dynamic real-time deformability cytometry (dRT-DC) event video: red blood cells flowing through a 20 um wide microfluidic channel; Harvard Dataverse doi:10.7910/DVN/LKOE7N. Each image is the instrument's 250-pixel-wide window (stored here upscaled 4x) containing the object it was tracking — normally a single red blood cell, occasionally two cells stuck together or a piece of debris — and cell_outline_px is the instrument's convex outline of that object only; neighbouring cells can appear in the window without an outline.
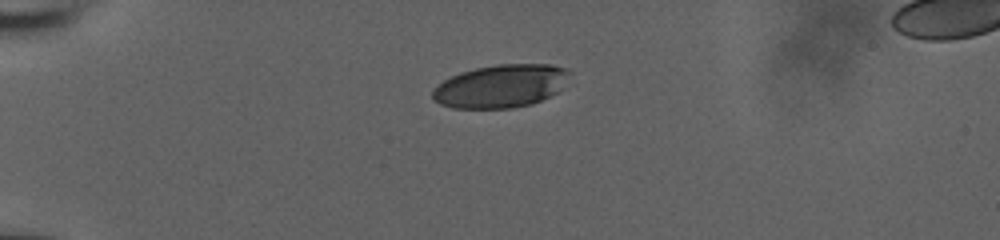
{"species": "human", "species_latin": "Homo sapiens", "temperature_condition": "room temperature", "stored_images_in_passage": 24, "camera_frame_rate_fps": 3000, "um_per_image_px": 0.085, "donor": {"sex": "male"}, "frame": {"image": 1, "passage_image": 1, "time_ms": 0.0, "image_size_px": [1000, 240], "cell_outline_px": [[572, 72], [556, 92], [532, 104], [512, 108], [452, 108], [440, 104], [432, 96], [432, 92], [444, 80], [460, 72], [476, 68], [496, 64], [552, 64], [568, 68]], "centroid_in_image_um": [42.58, 7.31], "position_along_channel_um": 42.4, "area_um2": 34.16}}
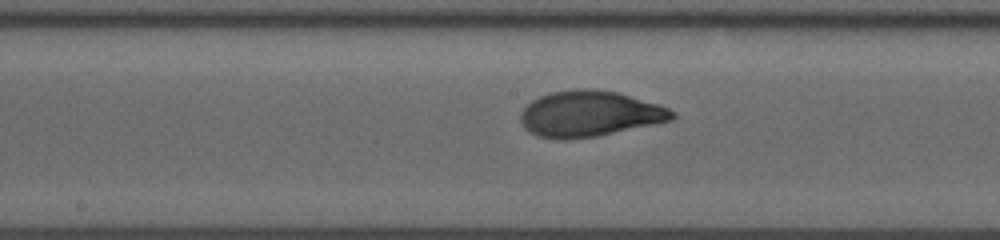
{"frame": {"image": 2, "passage_image": 15, "time_ms": 4.667, "image_size_px": [1000, 240], "cell_outline_px": [[676, 116], [672, 120], [596, 136], [564, 140], [560, 140], [536, 136], [524, 128], [520, 120], [520, 112], [532, 100], [540, 96], [552, 92], [576, 88], [592, 88], [620, 92], [668, 108], [676, 112]], "centroid_in_image_um": [50.08, 9.67], "position_along_channel_um": 198.1, "area_um2": 40.58}}
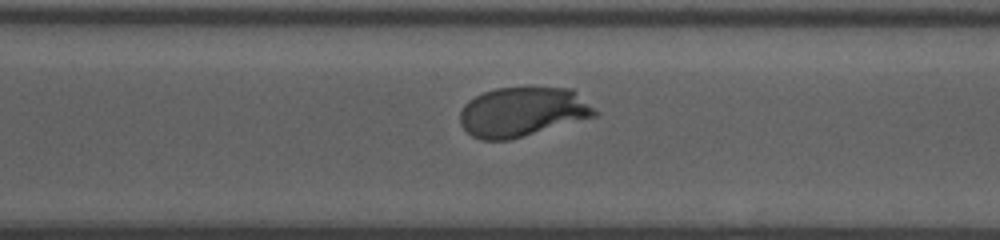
{"frame": {"image": 3, "passage_image": 24, "time_ms": 7.667, "image_size_px": [1000, 240], "cell_outline_px": [[600, 112], [596, 116], [508, 140], [484, 140], [472, 136], [460, 124], [460, 112], [464, 104], [468, 100], [484, 92], [496, 88], [572, 88]], "centroid_in_image_um": [44.42, 9.5], "position_along_channel_um": 326.2, "area_um2": 38.67}}